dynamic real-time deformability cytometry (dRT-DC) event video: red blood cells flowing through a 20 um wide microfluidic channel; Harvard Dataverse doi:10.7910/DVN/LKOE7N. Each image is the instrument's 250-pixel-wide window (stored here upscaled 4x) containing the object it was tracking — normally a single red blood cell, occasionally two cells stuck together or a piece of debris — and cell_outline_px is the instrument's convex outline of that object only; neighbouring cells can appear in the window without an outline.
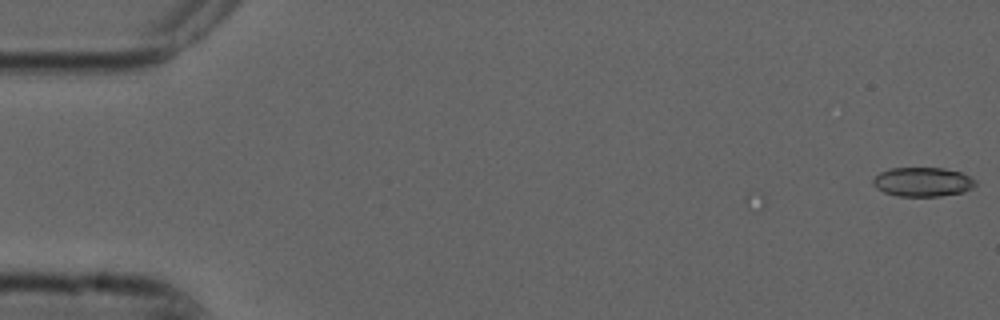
{"species": "common noctule bat (a hibernating species)", "species_latin": "Nyctalus noctula", "temperature_condition": "cold", "stored_images_in_passage": 9, "camera_frame_rate_fps": 3000, "um_per_image_px": 0.085, "animal": {"sex": "male", "forearm_length_mm": 52.5}, "frame": {"image": 1, "passage_image": 1, "time_ms": 0.0, "image_size_px": [1000, 320], "cell_outline_px": [[976, 184], [972, 188], [964, 192], [940, 196], [896, 196], [884, 192], [876, 188], [872, 184], [872, 180], [880, 172], [888, 168], [944, 168], [960, 172], [976, 180]], "centroid_in_image_um": [78.41, 15.46], "position_along_channel_um": 6.6, "area_um2": 17.51}}